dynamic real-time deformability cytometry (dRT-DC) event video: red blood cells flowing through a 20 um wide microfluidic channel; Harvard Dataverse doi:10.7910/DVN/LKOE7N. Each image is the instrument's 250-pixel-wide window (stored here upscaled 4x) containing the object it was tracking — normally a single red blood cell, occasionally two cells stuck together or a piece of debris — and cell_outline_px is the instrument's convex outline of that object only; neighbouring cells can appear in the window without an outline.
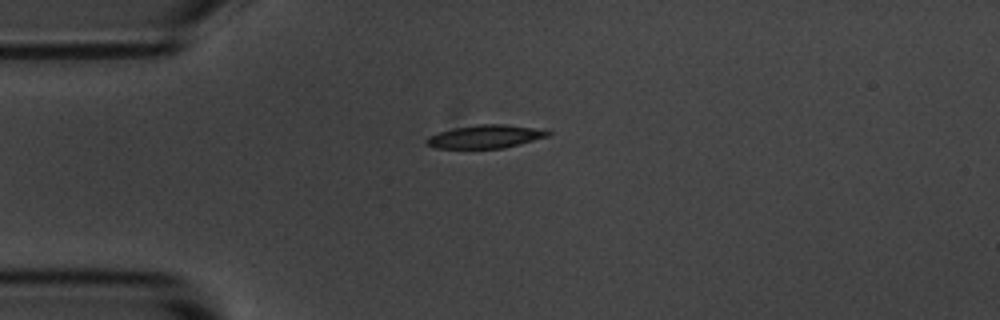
{"species": "common noctule bat (a hibernating species)", "species_latin": "Nyctalus noctula", "temperature_condition": "room temperature", "stored_images_in_passage": 3, "camera_frame_rate_fps": 3000, "um_per_image_px": 0.085, "animal": {"sex": "male", "body_mass_g": 20.1, "forearm_length_mm": 53.5}, "frame": {"image": 1, "passage_image": 1, "time_ms": 0.0, "image_size_px": [1000, 320], "cell_outline_px": [[552, 132], [548, 136], [520, 144], [504, 148], [432, 148], [424, 144], [424, 140], [428, 136], [436, 132], [452, 128], [476, 124], [504, 124], [544, 128]], "centroid_in_image_um": [41.23, 11.6], "position_along_channel_um": 43.8, "area_um2": 16.88}}
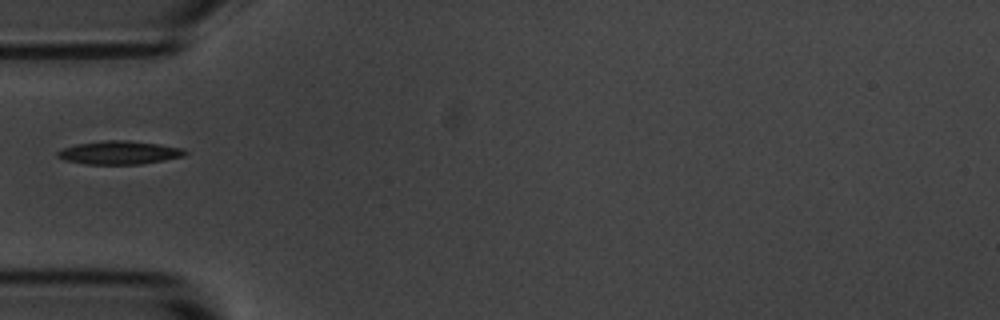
{"frame": {"image": 2, "passage_image": 2, "time_ms": 1.333, "image_size_px": [1000, 320], "cell_outline_px": [[188, 152], [184, 156], [164, 160], [140, 164], [84, 164], [64, 160], [56, 156], [56, 152], [64, 148], [76, 144], [108, 140], [128, 140], [160, 144], [184, 148]], "centroid_in_image_um": [10.15, 12.97], "position_along_channel_um": 74.8, "area_um2": 17.4}}